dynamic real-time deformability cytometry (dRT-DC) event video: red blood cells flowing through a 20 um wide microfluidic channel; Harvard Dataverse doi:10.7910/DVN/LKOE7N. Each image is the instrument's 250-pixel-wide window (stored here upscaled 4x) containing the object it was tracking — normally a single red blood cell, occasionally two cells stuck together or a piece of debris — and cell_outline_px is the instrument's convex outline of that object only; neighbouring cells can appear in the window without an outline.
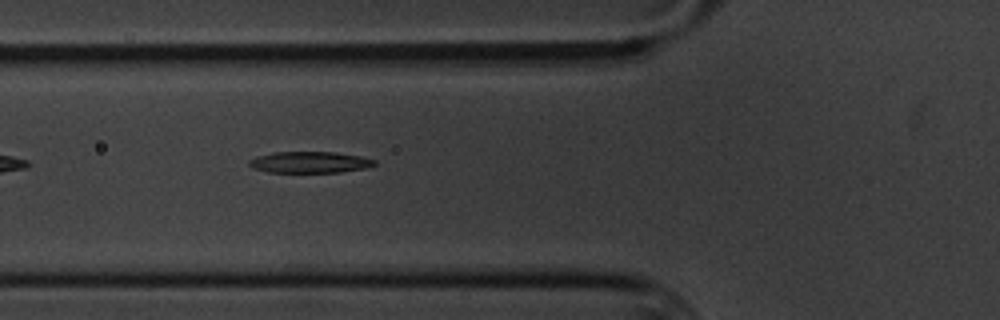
{"species": "common noctule bat (a hibernating species)", "species_latin": "Nyctalus noctula", "temperature_condition": "cold", "stored_images_in_passage": 5, "camera_frame_rate_fps": 3000, "um_per_image_px": 0.085, "animal": {"sex": "male", "body_mass_g": 20.1, "forearm_length_mm": 53.5}, "frame": {"image": 1, "passage_image": 5, "time_ms": 4.667, "image_size_px": [1000, 320], "cell_outline_px": [[376, 164], [364, 168], [340, 172], [268, 172], [252, 168], [248, 164], [248, 160], [256, 156], [272, 152], [336, 152], [360, 156], [376, 160]], "centroid_in_image_um": [26.29, 13.78], "position_along_channel_um": 99.5, "area_um2": 15.61}}